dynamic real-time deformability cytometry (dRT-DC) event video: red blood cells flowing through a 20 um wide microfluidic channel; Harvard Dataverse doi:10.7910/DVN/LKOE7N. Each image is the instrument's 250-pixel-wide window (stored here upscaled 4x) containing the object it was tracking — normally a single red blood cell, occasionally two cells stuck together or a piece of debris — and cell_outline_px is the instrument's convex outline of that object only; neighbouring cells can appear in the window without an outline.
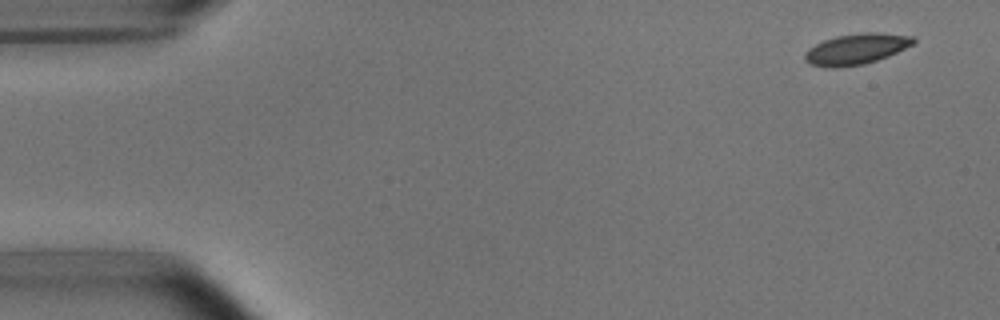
{"species": "common noctule bat (a hibernating species)", "species_latin": "Nyctalus noctula", "temperature_condition": "room temperature", "stored_images_in_passage": 9, "camera_frame_rate_fps": 3000, "um_per_image_px": 0.085, "animal": {"sex": "male", "body_mass_g": 15.6}, "frame": {"image": 1, "passage_image": 1, "time_ms": 0.0, "image_size_px": [1000, 320], "cell_outline_px": [[916, 40], [912, 44], [888, 56], [864, 64], [832, 68], [812, 64], [804, 60], [804, 56], [808, 48], [824, 40], [836, 36], [860, 32], [876, 32], [912, 36]], "centroid_in_image_um": [72.76, 4.15], "position_along_channel_um": 12.2, "area_um2": 19.25}}
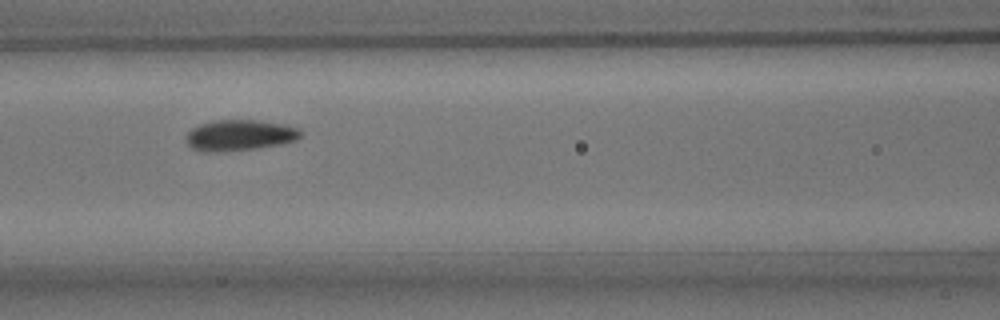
{"frame": {"image": 2, "passage_image": 7, "time_ms": 6.667, "image_size_px": [1000, 320], "cell_outline_px": [[300, 136], [296, 140], [280, 144], [256, 148], [224, 152], [200, 152], [192, 148], [184, 140], [188, 132], [192, 128], [200, 124], [216, 120], [256, 120], [288, 124], [296, 128], [300, 132]], "centroid_in_image_um": [20.32, 11.5], "position_along_channel_um": 146.3, "area_um2": 20.75}}
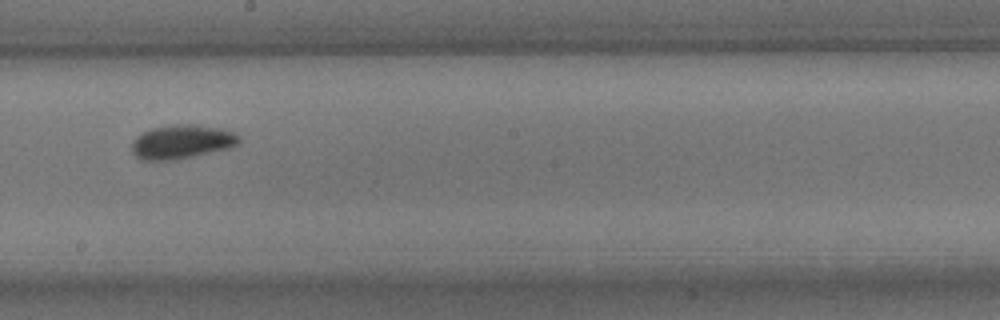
{"frame": {"image": 3, "passage_image": 9, "time_ms": 9.0, "image_size_px": [1000, 320], "cell_outline_px": [[240, 144], [232, 148], [176, 160], [140, 160], [132, 152], [132, 140], [136, 136], [152, 128], [176, 124], [192, 124], [224, 128], [236, 132], [240, 136]], "centroid_in_image_um": [15.51, 12.05], "position_along_channel_um": 232.7, "area_um2": 21.68}}